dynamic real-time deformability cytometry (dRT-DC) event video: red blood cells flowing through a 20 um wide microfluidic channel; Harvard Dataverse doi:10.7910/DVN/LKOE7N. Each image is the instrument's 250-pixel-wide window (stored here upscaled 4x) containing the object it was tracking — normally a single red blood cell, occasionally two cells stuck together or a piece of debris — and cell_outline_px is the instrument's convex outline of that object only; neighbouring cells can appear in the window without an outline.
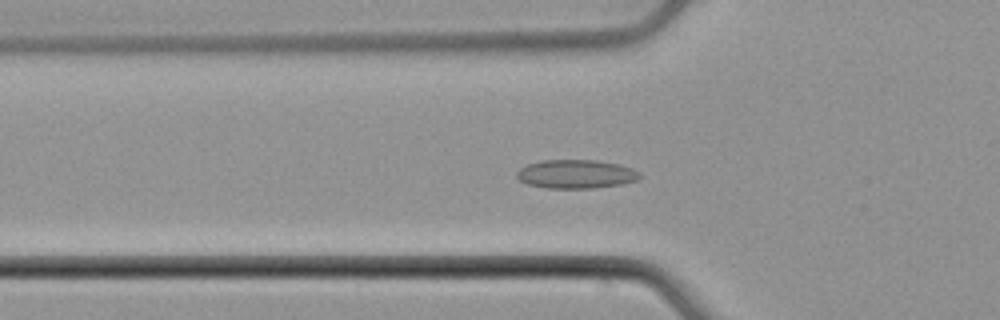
{"species": "common noctule bat (a hibernating species)", "species_latin": "Nyctalus noctula", "temperature_condition": "cold", "stored_images_in_passage": 54, "camera_frame_rate_fps": 3000, "um_per_image_px": 0.085, "animal": {"sex": "male", "body_mass_g": 21.5, "forearm_length_mm": 52.0}, "frame": {"image": 1, "passage_image": 19, "time_ms": 6.0, "image_size_px": [1000, 320], "cell_outline_px": [[640, 176], [636, 180], [624, 184], [592, 188], [548, 188], [528, 184], [520, 180], [516, 176], [516, 172], [520, 168], [528, 164], [544, 160], [596, 160], [616, 164], [632, 168], [640, 172]], "centroid_in_image_um": [48.96, 14.8], "position_along_channel_um": 76.8, "area_um2": 20.46}}
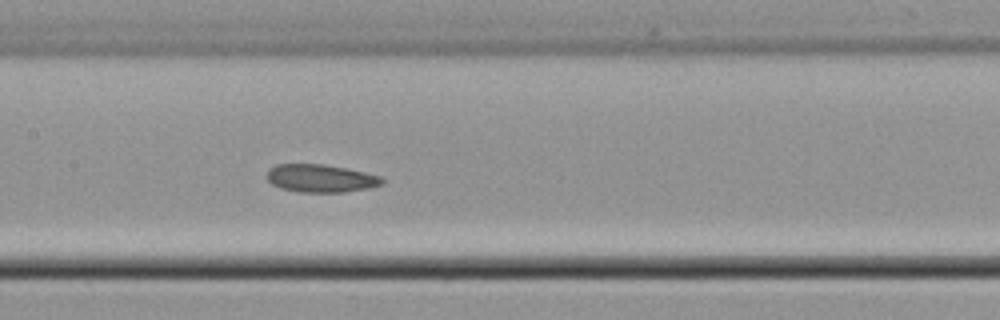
{"frame": {"image": 2, "passage_image": 27, "time_ms": 8.667, "image_size_px": [1000, 320], "cell_outline_px": [[384, 184], [368, 188], [344, 192], [300, 192], [280, 188], [272, 184], [268, 180], [268, 168], [276, 164], [324, 164], [344, 168], [380, 176], [384, 180]], "centroid_in_image_um": [27.24, 15.16], "position_along_channel_um": 180.2, "area_um2": 18.61}}
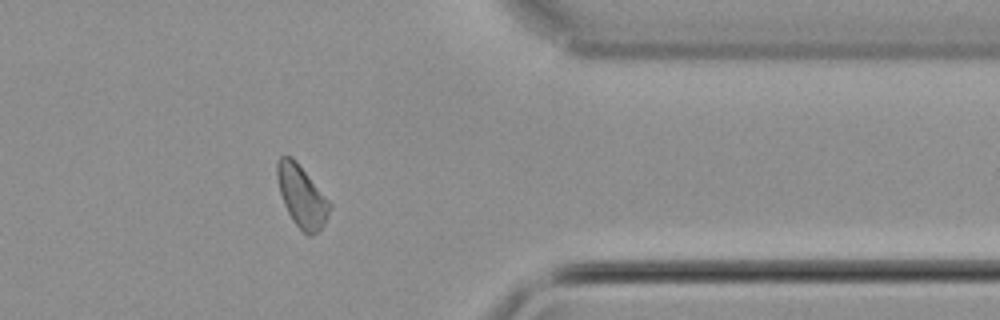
{"frame": {"image": 3, "passage_image": 44, "time_ms": 14.333, "image_size_px": [1000, 320], "cell_outline_px": [[332, 204], [328, 216], [324, 224], [316, 232], [308, 236], [292, 220], [284, 204], [280, 192], [276, 176], [276, 164], [280, 156], [292, 156], [296, 160]], "centroid_in_image_um": [25.64, 16.65], "position_along_channel_um": 385.8, "area_um2": 18.73}}